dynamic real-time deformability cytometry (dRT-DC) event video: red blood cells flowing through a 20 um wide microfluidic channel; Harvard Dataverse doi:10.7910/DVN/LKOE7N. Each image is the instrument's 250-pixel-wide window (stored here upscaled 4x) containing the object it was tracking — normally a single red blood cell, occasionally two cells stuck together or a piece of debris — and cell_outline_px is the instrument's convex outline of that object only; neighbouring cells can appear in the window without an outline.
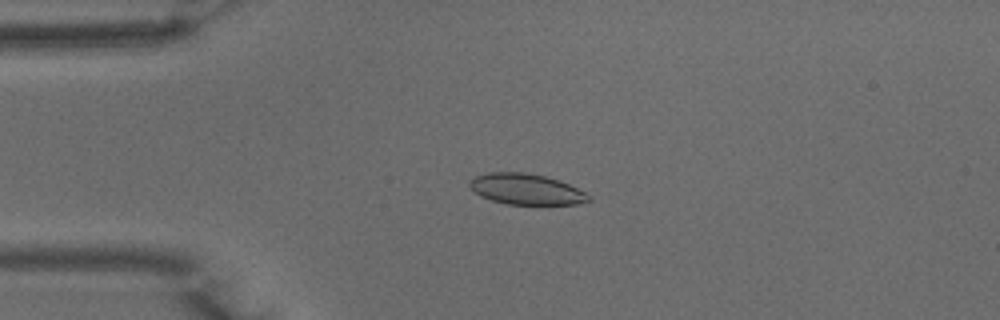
{"species": "common noctule bat (a hibernating species)", "species_latin": "Nyctalus noctula", "temperature_condition": "warm", "stored_images_in_passage": 50, "camera_frame_rate_fps": 3000, "um_per_image_px": 0.085, "animal": {"sex": "male", "body_mass_g": 15.6}, "frame": {"image": 1, "passage_image": 11, "time_ms": 3.333, "image_size_px": [1000, 320], "cell_outline_px": [[592, 200], [576, 204], [508, 204], [492, 200], [480, 196], [468, 184], [468, 180], [476, 176], [488, 172], [524, 172], [544, 176], [560, 180], [584, 192]], "centroid_in_image_um": [44.69, 16.07], "position_along_channel_um": 40.3, "area_um2": 21.15}}
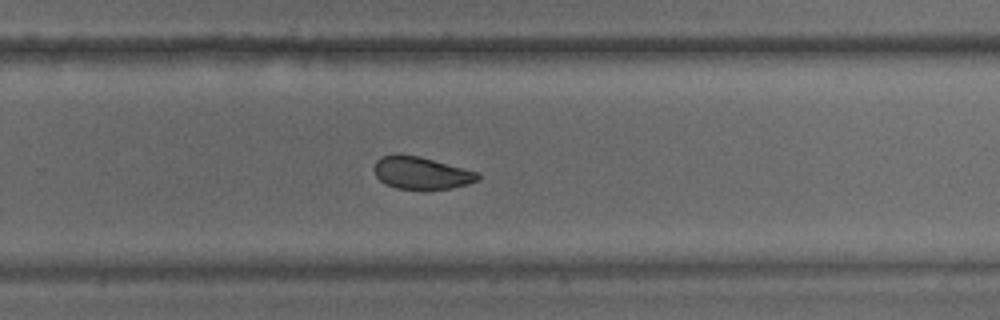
{"frame": {"image": 2, "passage_image": 32, "time_ms": 10.333, "image_size_px": [1000, 320], "cell_outline_px": [[480, 176], [476, 180], [468, 184], [452, 188], [396, 188], [384, 184], [376, 176], [376, 160], [384, 156], [420, 156], [476, 172]], "centroid_in_image_um": [35.82, 14.72], "position_along_channel_um": 294.0, "area_um2": 18.67}}
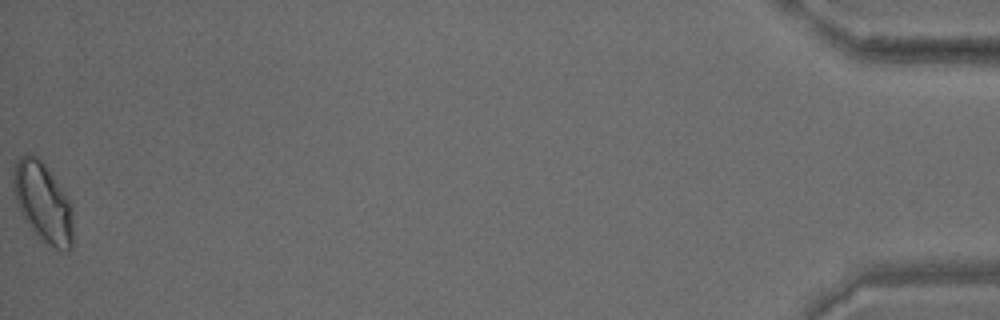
{"frame": {"image": 3, "passage_image": 50, "time_ms": 16.333, "image_size_px": [1000, 320], "cell_outline_px": [[72, 248], [64, 252], [44, 244], [40, 240], [20, 212], [12, 184], [12, 176], [16, 160], [24, 152], [28, 152], [40, 156], [68, 200], [72, 212]], "centroid_in_image_um": [3.62, 17.18], "position_along_channel_um": 431.6, "area_um2": 27.8}, "authors_computed_cell_mechanics": {"area_um2": 21.6172, "velocity_mm_per_s": 3.9629, "shape_relaxation_time_tau1_ms": 6.7299, "shape_relaxation_time_tau2_ms": 2.2914, "deformation_change_tau1": 0.1444, "deformation_change_tau2": 0.0676}}